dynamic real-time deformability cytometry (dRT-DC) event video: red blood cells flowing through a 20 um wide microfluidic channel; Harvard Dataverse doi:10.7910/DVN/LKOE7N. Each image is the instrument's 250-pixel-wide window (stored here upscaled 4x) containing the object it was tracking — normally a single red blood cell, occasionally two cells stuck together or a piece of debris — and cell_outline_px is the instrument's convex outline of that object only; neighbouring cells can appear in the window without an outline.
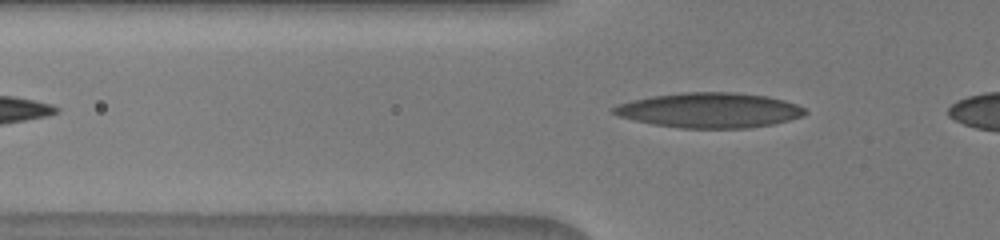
{"species": "human", "species_latin": "Homo sapiens", "temperature_condition": "warm", "stored_images_in_passage": 31, "camera_frame_rate_fps": 3000, "um_per_image_px": 0.085, "donor": {"sex": "male"}, "frame": {"image": 1, "passage_image": 3, "time_ms": 0.667, "image_size_px": [1000, 240], "cell_outline_px": [[808, 112], [804, 116], [772, 124], [748, 128], [680, 128], [652, 124], [620, 116], [612, 112], [612, 108], [616, 104], [632, 100], [652, 96], [684, 92], [736, 92], [768, 96], [784, 100], [796, 104], [804, 108]], "centroid_in_image_um": [60.33, 9.36], "position_along_channel_um": 65.5, "area_um2": 39.07}}
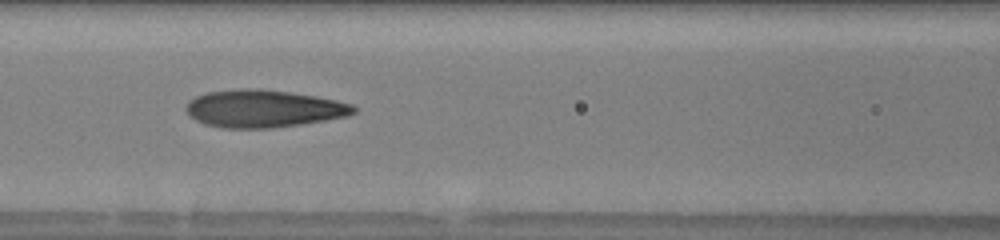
{"frame": {"image": 2, "passage_image": 9, "time_ms": 2.667, "image_size_px": [1000, 240], "cell_outline_px": [[356, 112], [348, 116], [300, 124], [272, 128], [224, 128], [204, 124], [196, 120], [184, 108], [188, 100], [196, 96], [208, 92], [240, 88], [260, 88], [316, 96], [336, 100], [352, 104], [356, 108]], "centroid_in_image_um": [22.39, 9.23], "position_along_channel_um": 144.2, "area_um2": 36.65}}
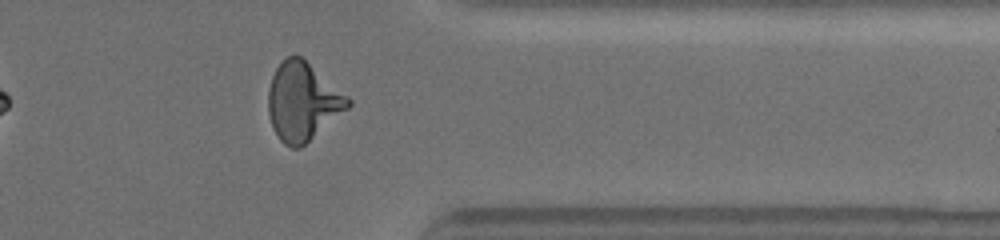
{"frame": {"image": 3, "passage_image": 27, "time_ms": 8.667, "image_size_px": [1000, 240], "cell_outline_px": [[352, 104], [348, 108], [300, 148], [292, 148], [284, 144], [280, 140], [272, 128], [268, 112], [268, 92], [272, 76], [276, 68], [288, 56], [300, 56], [348, 96], [352, 100]], "centroid_in_image_um": [25.71, 8.66], "position_along_channel_um": 385.7, "area_um2": 35.84}}